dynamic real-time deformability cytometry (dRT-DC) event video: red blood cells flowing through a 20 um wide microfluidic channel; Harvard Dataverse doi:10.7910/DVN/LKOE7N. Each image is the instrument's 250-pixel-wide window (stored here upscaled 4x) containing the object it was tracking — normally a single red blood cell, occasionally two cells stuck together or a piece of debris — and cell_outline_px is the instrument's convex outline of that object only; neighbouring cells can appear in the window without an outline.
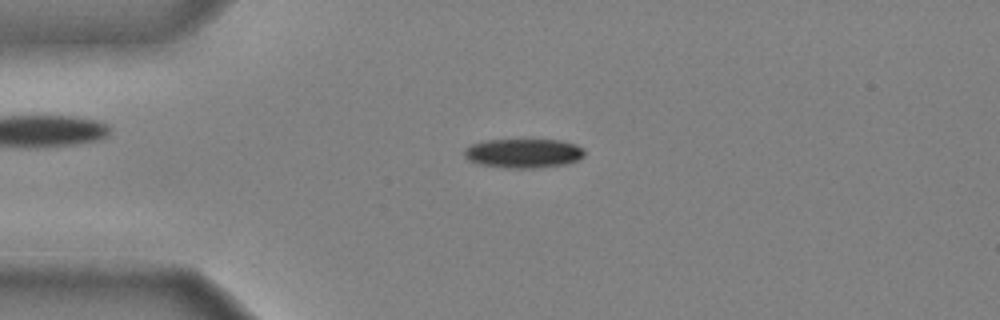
{"species": "common noctule bat (a hibernating species)", "species_latin": "Nyctalus noctula", "temperature_condition": "cold", "stored_images_in_passage": 46, "camera_frame_rate_fps": 3000, "um_per_image_px": 0.085, "animal": {"sex": "male", "body_mass_g": 20.4}, "frame": {"image": 1, "passage_image": 11, "time_ms": 3.333, "image_size_px": [1000, 320], "cell_outline_px": [[584, 156], [580, 160], [564, 164], [540, 168], [504, 168], [480, 164], [468, 160], [464, 156], [464, 148], [472, 144], [484, 140], [560, 140], [576, 144], [584, 148]], "centroid_in_image_um": [44.5, 13.03], "position_along_channel_um": 40.5, "area_um2": 20.69}}
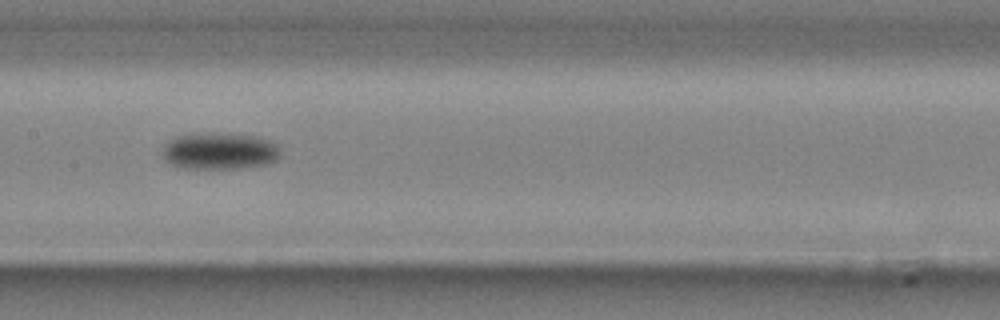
{"frame": {"image": 2, "passage_image": 24, "time_ms": 7.667, "image_size_px": [1000, 320], "cell_outline_px": [[280, 156], [276, 160], [268, 164], [240, 168], [184, 168], [172, 164], [164, 160], [164, 144], [168, 140], [176, 136], [188, 132], [204, 132], [252, 136], [272, 140], [280, 148]], "centroid_in_image_um": [18.66, 12.82], "position_along_channel_um": 188.7, "area_um2": 25.55}}
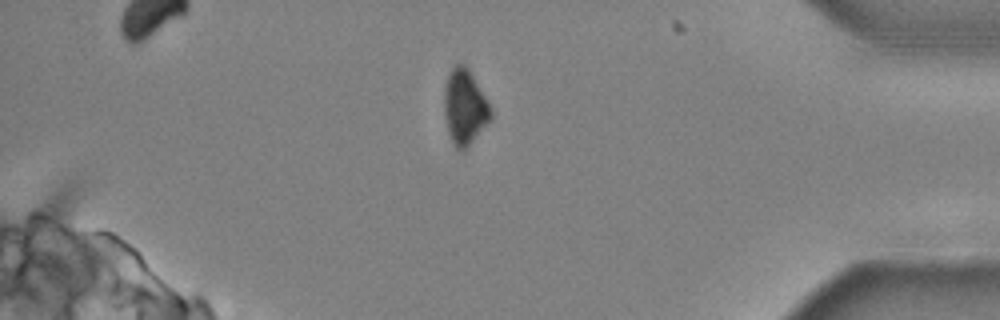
{"frame": {"image": 3, "passage_image": 42, "time_ms": 13.667, "image_size_px": [1000, 320], "cell_outline_px": [[492, 120], [468, 148], [464, 152], [456, 148], [452, 144], [448, 132], [444, 112], [444, 88], [448, 72], [456, 64], [464, 64], [468, 68], [492, 108]], "centroid_in_image_um": [39.51, 9.15], "position_along_channel_um": 395.7, "area_um2": 20.87}, "authors_computed_cell_mechanics": {"area_um2": 23.5246, "velocity_mm_per_s": 3.9558, "shape_relaxation_time_tau1_ms": 3.1693, "shape_relaxation_time_tau2_ms": null, "deformation_change_tau1": 0.1018, "deformation_change_tau2": null}}